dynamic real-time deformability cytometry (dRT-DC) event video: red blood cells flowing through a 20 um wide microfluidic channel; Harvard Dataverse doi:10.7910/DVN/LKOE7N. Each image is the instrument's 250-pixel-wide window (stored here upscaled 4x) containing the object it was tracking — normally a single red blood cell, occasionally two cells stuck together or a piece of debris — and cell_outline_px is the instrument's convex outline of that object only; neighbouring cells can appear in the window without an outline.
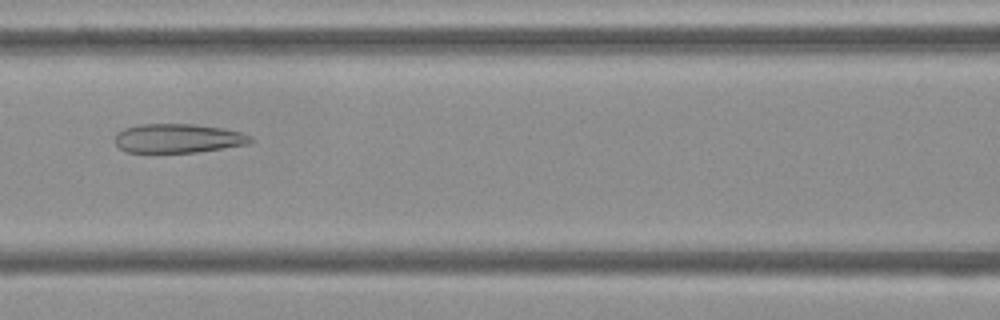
{"species": "Egyptian fruit bat (a non-hibernating species)", "species_latin": "Rousettus aegyptiacus", "temperature_condition": "cold", "stored_images_in_passage": 38, "camera_frame_rate_fps": 3000, "um_per_image_px": 0.085, "frame": {"image": 1, "passage_image": 11, "time_ms": 3.333, "image_size_px": [1000, 320], "cell_outline_px": [[252, 140], [248, 144], [196, 152], [128, 152], [120, 148], [112, 140], [116, 132], [124, 128], [136, 124], [192, 124], [224, 128], [240, 132], [252, 136]], "centroid_in_image_um": [15.08, 11.75], "position_along_channel_um": 151.5, "area_um2": 23.06}}
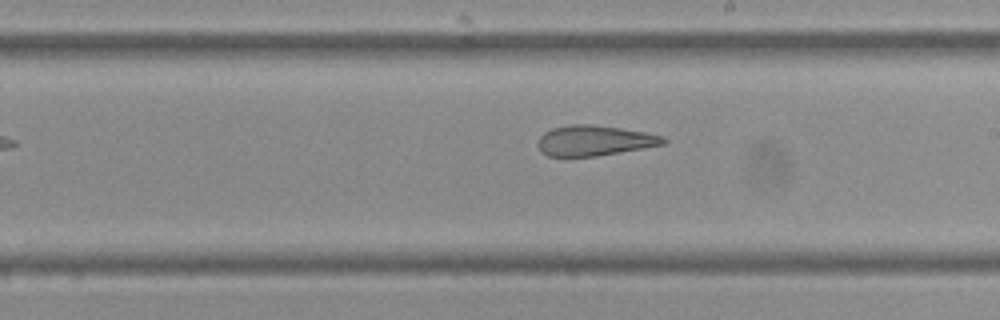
{"frame": {"image": 2, "passage_image": 18, "time_ms": 5.667, "image_size_px": [1000, 320], "cell_outline_px": [[668, 140], [664, 144], [620, 152], [596, 156], [548, 156], [540, 152], [536, 144], [540, 136], [544, 132], [552, 128], [572, 124], [588, 124], [620, 128], [644, 132], [664, 136]], "centroid_in_image_um": [50.49, 11.95], "position_along_channel_um": 238.5, "area_um2": 22.14}}
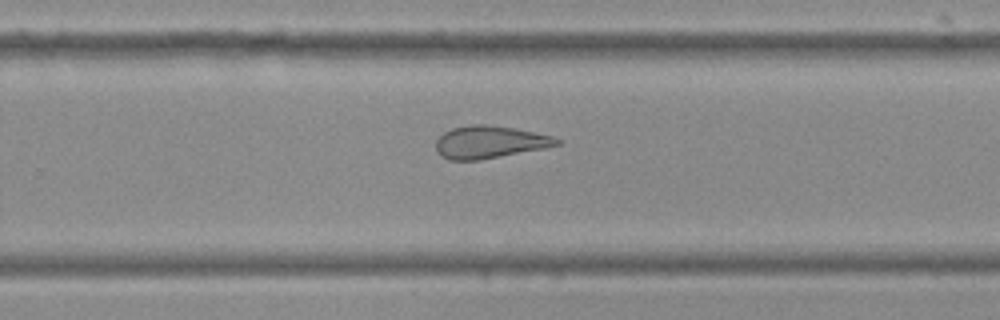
{"frame": {"image": 3, "passage_image": 22, "time_ms": 7.0, "image_size_px": [1000, 320], "cell_outline_px": [[560, 144], [544, 148], [480, 160], [448, 160], [440, 156], [436, 152], [436, 140], [444, 132], [452, 128], [472, 124], [484, 124], [512, 128], [552, 136], [560, 140]], "centroid_in_image_um": [41.56, 12.09], "position_along_channel_um": 288.2, "area_um2": 22.72}, "authors_computed_cell_mechanics": {"area_um2": 24.0159, "velocity_mm_per_s": 3.7322, "shape_relaxation_time_tau1_ms": null, "shape_relaxation_time_tau2_ms": 2.2011, "deformation_change_tau1": null, "deformation_change_tau2": 0.118}}